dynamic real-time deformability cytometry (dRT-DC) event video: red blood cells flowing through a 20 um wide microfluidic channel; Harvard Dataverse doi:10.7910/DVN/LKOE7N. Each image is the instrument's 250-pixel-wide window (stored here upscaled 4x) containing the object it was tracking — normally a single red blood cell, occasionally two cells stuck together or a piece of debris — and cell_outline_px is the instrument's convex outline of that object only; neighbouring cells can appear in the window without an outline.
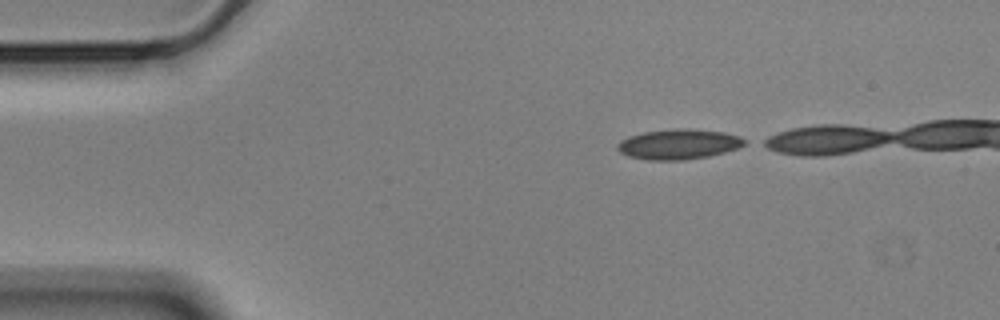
{"species": "Egyptian fruit bat (a non-hibernating species)", "species_latin": "Rousettus aegyptiacus", "temperature_condition": "cold", "stored_images_in_passage": 37, "camera_frame_rate_fps": 3000, "um_per_image_px": 0.085, "animal": {"sex": "male"}, "frame": {"image": 1, "passage_image": 1, "time_ms": 0.0, "image_size_px": [1000, 320], "cell_outline_px": [[748, 144], [724, 152], [708, 156], [684, 160], [648, 160], [628, 156], [620, 152], [616, 148], [616, 144], [620, 140], [628, 136], [644, 132], [676, 128], [724, 132], [740, 136], [748, 140]], "centroid_in_image_um": [57.67, 12.26], "position_along_channel_um": 27.3, "area_um2": 22.37}}
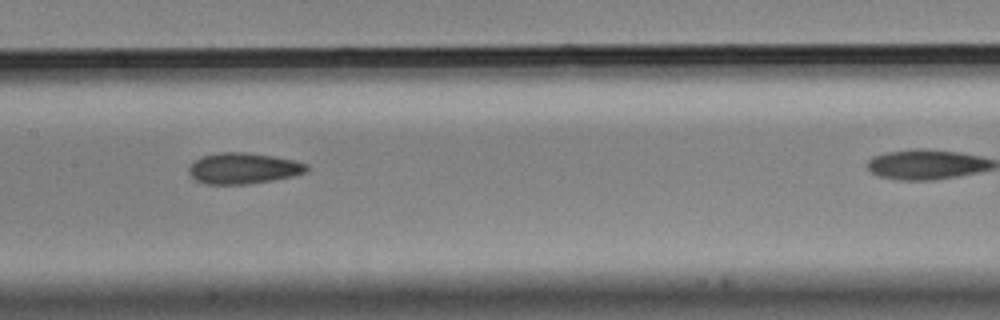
{"frame": {"image": 2, "passage_image": 19, "time_ms": 6.0, "image_size_px": [1000, 320], "cell_outline_px": [[308, 172], [292, 176], [272, 180], [248, 184], [204, 184], [196, 180], [188, 172], [188, 168], [196, 160], [204, 156], [220, 152], [244, 152], [272, 156], [296, 160], [308, 164]], "centroid_in_image_um": [20.71, 14.31], "position_along_channel_um": 186.7, "area_um2": 21.21}}
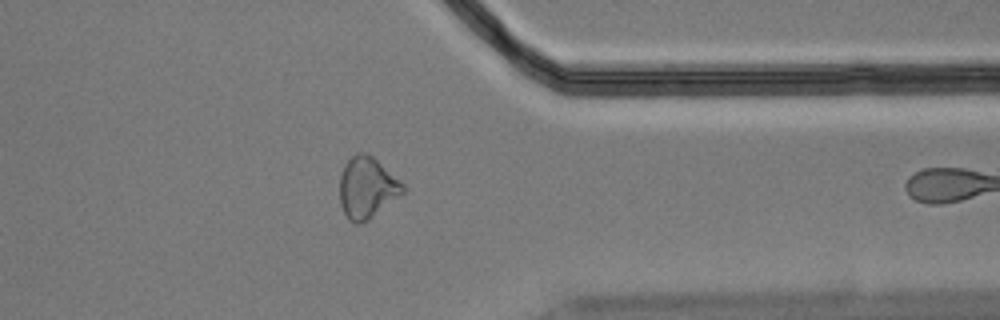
{"frame": {"image": 3, "passage_image": 36, "time_ms": 11.667, "image_size_px": [1000, 320], "cell_outline_px": [[404, 192], [368, 220], [360, 224], [356, 224], [348, 220], [340, 204], [340, 176], [344, 164], [356, 152], [368, 152], [400, 180], [404, 184]], "centroid_in_image_um": [31.17, 15.94], "position_along_channel_um": 380.2, "area_um2": 22.54}}